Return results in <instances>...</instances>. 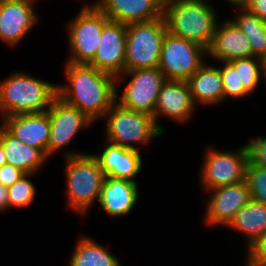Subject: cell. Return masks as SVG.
<instances>
[{
    "instance_id": "obj_32",
    "label": "cell",
    "mask_w": 266,
    "mask_h": 266,
    "mask_svg": "<svg viewBox=\"0 0 266 266\" xmlns=\"http://www.w3.org/2000/svg\"><path fill=\"white\" fill-rule=\"evenodd\" d=\"M25 173L20 169L4 164L0 167V183L4 186H11L18 181Z\"/></svg>"
},
{
    "instance_id": "obj_28",
    "label": "cell",
    "mask_w": 266,
    "mask_h": 266,
    "mask_svg": "<svg viewBox=\"0 0 266 266\" xmlns=\"http://www.w3.org/2000/svg\"><path fill=\"white\" fill-rule=\"evenodd\" d=\"M245 180L251 200L266 204V167L247 165Z\"/></svg>"
},
{
    "instance_id": "obj_5",
    "label": "cell",
    "mask_w": 266,
    "mask_h": 266,
    "mask_svg": "<svg viewBox=\"0 0 266 266\" xmlns=\"http://www.w3.org/2000/svg\"><path fill=\"white\" fill-rule=\"evenodd\" d=\"M103 119L107 120L106 141L124 148L140 151V148L134 145L135 143L146 145L154 137L163 136L154 118L122 107L117 101L113 103Z\"/></svg>"
},
{
    "instance_id": "obj_23",
    "label": "cell",
    "mask_w": 266,
    "mask_h": 266,
    "mask_svg": "<svg viewBox=\"0 0 266 266\" xmlns=\"http://www.w3.org/2000/svg\"><path fill=\"white\" fill-rule=\"evenodd\" d=\"M227 228L244 234L250 248L266 233V204L250 200L234 216Z\"/></svg>"
},
{
    "instance_id": "obj_7",
    "label": "cell",
    "mask_w": 266,
    "mask_h": 266,
    "mask_svg": "<svg viewBox=\"0 0 266 266\" xmlns=\"http://www.w3.org/2000/svg\"><path fill=\"white\" fill-rule=\"evenodd\" d=\"M128 76L131 77L130 81L118 97L117 84L122 83ZM166 81L158 67L125 71L116 77V101L122 107L148 115L155 120V105Z\"/></svg>"
},
{
    "instance_id": "obj_38",
    "label": "cell",
    "mask_w": 266,
    "mask_h": 266,
    "mask_svg": "<svg viewBox=\"0 0 266 266\" xmlns=\"http://www.w3.org/2000/svg\"><path fill=\"white\" fill-rule=\"evenodd\" d=\"M11 1H18V2L29 4V5H33L32 3H34L33 1L35 0H11Z\"/></svg>"
},
{
    "instance_id": "obj_30",
    "label": "cell",
    "mask_w": 266,
    "mask_h": 266,
    "mask_svg": "<svg viewBox=\"0 0 266 266\" xmlns=\"http://www.w3.org/2000/svg\"><path fill=\"white\" fill-rule=\"evenodd\" d=\"M244 146L247 150V165L266 167V136L251 138Z\"/></svg>"
},
{
    "instance_id": "obj_9",
    "label": "cell",
    "mask_w": 266,
    "mask_h": 266,
    "mask_svg": "<svg viewBox=\"0 0 266 266\" xmlns=\"http://www.w3.org/2000/svg\"><path fill=\"white\" fill-rule=\"evenodd\" d=\"M208 51L203 46L166 32L158 69L167 80L187 81L203 64Z\"/></svg>"
},
{
    "instance_id": "obj_35",
    "label": "cell",
    "mask_w": 266,
    "mask_h": 266,
    "mask_svg": "<svg viewBox=\"0 0 266 266\" xmlns=\"http://www.w3.org/2000/svg\"><path fill=\"white\" fill-rule=\"evenodd\" d=\"M229 2V4L234 5L235 8L245 7L247 0H225Z\"/></svg>"
},
{
    "instance_id": "obj_18",
    "label": "cell",
    "mask_w": 266,
    "mask_h": 266,
    "mask_svg": "<svg viewBox=\"0 0 266 266\" xmlns=\"http://www.w3.org/2000/svg\"><path fill=\"white\" fill-rule=\"evenodd\" d=\"M208 55L218 62H230L236 59L252 57L249 39L231 19L218 24Z\"/></svg>"
},
{
    "instance_id": "obj_20",
    "label": "cell",
    "mask_w": 266,
    "mask_h": 266,
    "mask_svg": "<svg viewBox=\"0 0 266 266\" xmlns=\"http://www.w3.org/2000/svg\"><path fill=\"white\" fill-rule=\"evenodd\" d=\"M138 183L126 179L105 177L99 204L112 218L125 216L135 207L139 198Z\"/></svg>"
},
{
    "instance_id": "obj_3",
    "label": "cell",
    "mask_w": 266,
    "mask_h": 266,
    "mask_svg": "<svg viewBox=\"0 0 266 266\" xmlns=\"http://www.w3.org/2000/svg\"><path fill=\"white\" fill-rule=\"evenodd\" d=\"M57 86L23 71L11 73L0 82L1 119L15 114L47 111L58 95Z\"/></svg>"
},
{
    "instance_id": "obj_8",
    "label": "cell",
    "mask_w": 266,
    "mask_h": 266,
    "mask_svg": "<svg viewBox=\"0 0 266 266\" xmlns=\"http://www.w3.org/2000/svg\"><path fill=\"white\" fill-rule=\"evenodd\" d=\"M73 19L67 27L71 53L67 62L89 64L97 52L103 27L110 19L95 4L84 5Z\"/></svg>"
},
{
    "instance_id": "obj_11",
    "label": "cell",
    "mask_w": 266,
    "mask_h": 266,
    "mask_svg": "<svg viewBox=\"0 0 266 266\" xmlns=\"http://www.w3.org/2000/svg\"><path fill=\"white\" fill-rule=\"evenodd\" d=\"M46 112L50 122V135L47 146L48 158L62 147L70 145L71 140L76 137L84 126L93 124L83 112L65 102L58 95L53 99Z\"/></svg>"
},
{
    "instance_id": "obj_1",
    "label": "cell",
    "mask_w": 266,
    "mask_h": 266,
    "mask_svg": "<svg viewBox=\"0 0 266 266\" xmlns=\"http://www.w3.org/2000/svg\"><path fill=\"white\" fill-rule=\"evenodd\" d=\"M68 84L58 85V96L92 122L104 118L116 101V77L89 64L66 62Z\"/></svg>"
},
{
    "instance_id": "obj_34",
    "label": "cell",
    "mask_w": 266,
    "mask_h": 266,
    "mask_svg": "<svg viewBox=\"0 0 266 266\" xmlns=\"http://www.w3.org/2000/svg\"><path fill=\"white\" fill-rule=\"evenodd\" d=\"M9 210L8 207V187L0 183V212Z\"/></svg>"
},
{
    "instance_id": "obj_6",
    "label": "cell",
    "mask_w": 266,
    "mask_h": 266,
    "mask_svg": "<svg viewBox=\"0 0 266 266\" xmlns=\"http://www.w3.org/2000/svg\"><path fill=\"white\" fill-rule=\"evenodd\" d=\"M166 32L164 17L127 24L125 71L157 68Z\"/></svg>"
},
{
    "instance_id": "obj_2",
    "label": "cell",
    "mask_w": 266,
    "mask_h": 266,
    "mask_svg": "<svg viewBox=\"0 0 266 266\" xmlns=\"http://www.w3.org/2000/svg\"><path fill=\"white\" fill-rule=\"evenodd\" d=\"M208 3L207 0H164L167 31L208 50L219 23L212 4Z\"/></svg>"
},
{
    "instance_id": "obj_24",
    "label": "cell",
    "mask_w": 266,
    "mask_h": 266,
    "mask_svg": "<svg viewBox=\"0 0 266 266\" xmlns=\"http://www.w3.org/2000/svg\"><path fill=\"white\" fill-rule=\"evenodd\" d=\"M74 248L69 266H121L116 256L89 237H80Z\"/></svg>"
},
{
    "instance_id": "obj_36",
    "label": "cell",
    "mask_w": 266,
    "mask_h": 266,
    "mask_svg": "<svg viewBox=\"0 0 266 266\" xmlns=\"http://www.w3.org/2000/svg\"><path fill=\"white\" fill-rule=\"evenodd\" d=\"M4 164H7V160L5 157V153L3 151L2 144L0 142V167L3 166Z\"/></svg>"
},
{
    "instance_id": "obj_33",
    "label": "cell",
    "mask_w": 266,
    "mask_h": 266,
    "mask_svg": "<svg viewBox=\"0 0 266 266\" xmlns=\"http://www.w3.org/2000/svg\"><path fill=\"white\" fill-rule=\"evenodd\" d=\"M244 8L266 21V0H247Z\"/></svg>"
},
{
    "instance_id": "obj_39",
    "label": "cell",
    "mask_w": 266,
    "mask_h": 266,
    "mask_svg": "<svg viewBox=\"0 0 266 266\" xmlns=\"http://www.w3.org/2000/svg\"><path fill=\"white\" fill-rule=\"evenodd\" d=\"M245 266H259V265L254 264L250 259L247 258Z\"/></svg>"
},
{
    "instance_id": "obj_37",
    "label": "cell",
    "mask_w": 266,
    "mask_h": 266,
    "mask_svg": "<svg viewBox=\"0 0 266 266\" xmlns=\"http://www.w3.org/2000/svg\"><path fill=\"white\" fill-rule=\"evenodd\" d=\"M263 73H264V79H266V56L263 58Z\"/></svg>"
},
{
    "instance_id": "obj_14",
    "label": "cell",
    "mask_w": 266,
    "mask_h": 266,
    "mask_svg": "<svg viewBox=\"0 0 266 266\" xmlns=\"http://www.w3.org/2000/svg\"><path fill=\"white\" fill-rule=\"evenodd\" d=\"M195 103L187 81L167 80L158 95L155 105V123L164 133L159 122L160 117L165 116L176 123L188 122L194 115Z\"/></svg>"
},
{
    "instance_id": "obj_22",
    "label": "cell",
    "mask_w": 266,
    "mask_h": 266,
    "mask_svg": "<svg viewBox=\"0 0 266 266\" xmlns=\"http://www.w3.org/2000/svg\"><path fill=\"white\" fill-rule=\"evenodd\" d=\"M187 83L195 105H215L224 100L223 82L217 67L204 63Z\"/></svg>"
},
{
    "instance_id": "obj_26",
    "label": "cell",
    "mask_w": 266,
    "mask_h": 266,
    "mask_svg": "<svg viewBox=\"0 0 266 266\" xmlns=\"http://www.w3.org/2000/svg\"><path fill=\"white\" fill-rule=\"evenodd\" d=\"M229 63L238 71L239 87H243L249 94H252L258 88L260 79L264 77L263 59L252 56Z\"/></svg>"
},
{
    "instance_id": "obj_10",
    "label": "cell",
    "mask_w": 266,
    "mask_h": 266,
    "mask_svg": "<svg viewBox=\"0 0 266 266\" xmlns=\"http://www.w3.org/2000/svg\"><path fill=\"white\" fill-rule=\"evenodd\" d=\"M247 163V150L244 145L236 152L208 149L200 174L204 191L245 181Z\"/></svg>"
},
{
    "instance_id": "obj_4",
    "label": "cell",
    "mask_w": 266,
    "mask_h": 266,
    "mask_svg": "<svg viewBox=\"0 0 266 266\" xmlns=\"http://www.w3.org/2000/svg\"><path fill=\"white\" fill-rule=\"evenodd\" d=\"M65 155L68 206L82 217L98 202L105 174L92 153L68 151Z\"/></svg>"
},
{
    "instance_id": "obj_21",
    "label": "cell",
    "mask_w": 266,
    "mask_h": 266,
    "mask_svg": "<svg viewBox=\"0 0 266 266\" xmlns=\"http://www.w3.org/2000/svg\"><path fill=\"white\" fill-rule=\"evenodd\" d=\"M0 142L5 153L7 164L24 173H36L49 158L38 148L23 144L12 135L1 123Z\"/></svg>"
},
{
    "instance_id": "obj_12",
    "label": "cell",
    "mask_w": 266,
    "mask_h": 266,
    "mask_svg": "<svg viewBox=\"0 0 266 266\" xmlns=\"http://www.w3.org/2000/svg\"><path fill=\"white\" fill-rule=\"evenodd\" d=\"M126 24L109 20L103 27L100 43L89 65L117 77L125 72Z\"/></svg>"
},
{
    "instance_id": "obj_31",
    "label": "cell",
    "mask_w": 266,
    "mask_h": 266,
    "mask_svg": "<svg viewBox=\"0 0 266 266\" xmlns=\"http://www.w3.org/2000/svg\"><path fill=\"white\" fill-rule=\"evenodd\" d=\"M246 258L256 265L266 266V233L248 248Z\"/></svg>"
},
{
    "instance_id": "obj_25",
    "label": "cell",
    "mask_w": 266,
    "mask_h": 266,
    "mask_svg": "<svg viewBox=\"0 0 266 266\" xmlns=\"http://www.w3.org/2000/svg\"><path fill=\"white\" fill-rule=\"evenodd\" d=\"M237 9L240 11L232 20L248 37L253 56L263 59L266 56V21L244 7Z\"/></svg>"
},
{
    "instance_id": "obj_13",
    "label": "cell",
    "mask_w": 266,
    "mask_h": 266,
    "mask_svg": "<svg viewBox=\"0 0 266 266\" xmlns=\"http://www.w3.org/2000/svg\"><path fill=\"white\" fill-rule=\"evenodd\" d=\"M209 200L205 217L206 225L228 226L235 214L250 200L247 181L221 186L208 191Z\"/></svg>"
},
{
    "instance_id": "obj_27",
    "label": "cell",
    "mask_w": 266,
    "mask_h": 266,
    "mask_svg": "<svg viewBox=\"0 0 266 266\" xmlns=\"http://www.w3.org/2000/svg\"><path fill=\"white\" fill-rule=\"evenodd\" d=\"M34 176V173H25L18 181L13 185L8 186V207H27L29 206L36 194V188L30 177Z\"/></svg>"
},
{
    "instance_id": "obj_17",
    "label": "cell",
    "mask_w": 266,
    "mask_h": 266,
    "mask_svg": "<svg viewBox=\"0 0 266 266\" xmlns=\"http://www.w3.org/2000/svg\"><path fill=\"white\" fill-rule=\"evenodd\" d=\"M2 123L23 144L36 147L47 156L50 122L46 111L6 116Z\"/></svg>"
},
{
    "instance_id": "obj_15",
    "label": "cell",
    "mask_w": 266,
    "mask_h": 266,
    "mask_svg": "<svg viewBox=\"0 0 266 266\" xmlns=\"http://www.w3.org/2000/svg\"><path fill=\"white\" fill-rule=\"evenodd\" d=\"M26 3L0 0V40L9 46L17 45L36 25L38 14Z\"/></svg>"
},
{
    "instance_id": "obj_16",
    "label": "cell",
    "mask_w": 266,
    "mask_h": 266,
    "mask_svg": "<svg viewBox=\"0 0 266 266\" xmlns=\"http://www.w3.org/2000/svg\"><path fill=\"white\" fill-rule=\"evenodd\" d=\"M164 0H97L94 4L111 20L122 24L163 17Z\"/></svg>"
},
{
    "instance_id": "obj_19",
    "label": "cell",
    "mask_w": 266,
    "mask_h": 266,
    "mask_svg": "<svg viewBox=\"0 0 266 266\" xmlns=\"http://www.w3.org/2000/svg\"><path fill=\"white\" fill-rule=\"evenodd\" d=\"M106 144L101 154L93 153L105 176L137 182L134 178L143 166L140 151L124 148L109 141H106Z\"/></svg>"
},
{
    "instance_id": "obj_29",
    "label": "cell",
    "mask_w": 266,
    "mask_h": 266,
    "mask_svg": "<svg viewBox=\"0 0 266 266\" xmlns=\"http://www.w3.org/2000/svg\"><path fill=\"white\" fill-rule=\"evenodd\" d=\"M222 67H218L223 82V94L225 98H243L249 95V93L243 88L239 87L238 71L229 63L221 62Z\"/></svg>"
}]
</instances>
